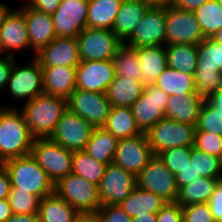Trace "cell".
Here are the masks:
<instances>
[{"mask_svg":"<svg viewBox=\"0 0 222 222\" xmlns=\"http://www.w3.org/2000/svg\"><path fill=\"white\" fill-rule=\"evenodd\" d=\"M123 0H89L87 27L112 30Z\"/></svg>","mask_w":222,"mask_h":222,"instance_id":"obj_32","label":"cell"},{"mask_svg":"<svg viewBox=\"0 0 222 222\" xmlns=\"http://www.w3.org/2000/svg\"><path fill=\"white\" fill-rule=\"evenodd\" d=\"M11 191L10 176L5 167L0 164V199L9 197Z\"/></svg>","mask_w":222,"mask_h":222,"instance_id":"obj_52","label":"cell"},{"mask_svg":"<svg viewBox=\"0 0 222 222\" xmlns=\"http://www.w3.org/2000/svg\"><path fill=\"white\" fill-rule=\"evenodd\" d=\"M74 222H99L97 215L94 214H80Z\"/></svg>","mask_w":222,"mask_h":222,"instance_id":"obj_59","label":"cell"},{"mask_svg":"<svg viewBox=\"0 0 222 222\" xmlns=\"http://www.w3.org/2000/svg\"><path fill=\"white\" fill-rule=\"evenodd\" d=\"M142 67V82L152 85L167 67L165 46L135 48Z\"/></svg>","mask_w":222,"mask_h":222,"instance_id":"obj_27","label":"cell"},{"mask_svg":"<svg viewBox=\"0 0 222 222\" xmlns=\"http://www.w3.org/2000/svg\"><path fill=\"white\" fill-rule=\"evenodd\" d=\"M23 65L14 61L10 78L7 82L8 91L14 99L27 103L37 95L43 94V71L40 62L29 59Z\"/></svg>","mask_w":222,"mask_h":222,"instance_id":"obj_7","label":"cell"},{"mask_svg":"<svg viewBox=\"0 0 222 222\" xmlns=\"http://www.w3.org/2000/svg\"><path fill=\"white\" fill-rule=\"evenodd\" d=\"M35 58L40 62L41 67H76L81 62L78 40L76 37L57 36L44 46Z\"/></svg>","mask_w":222,"mask_h":222,"instance_id":"obj_20","label":"cell"},{"mask_svg":"<svg viewBox=\"0 0 222 222\" xmlns=\"http://www.w3.org/2000/svg\"><path fill=\"white\" fill-rule=\"evenodd\" d=\"M26 20V27L29 37L30 49L33 57L57 36L53 25L52 15L38 11L29 6L19 8Z\"/></svg>","mask_w":222,"mask_h":222,"instance_id":"obj_21","label":"cell"},{"mask_svg":"<svg viewBox=\"0 0 222 222\" xmlns=\"http://www.w3.org/2000/svg\"><path fill=\"white\" fill-rule=\"evenodd\" d=\"M0 107V164L4 161L30 155L34 137L17 107Z\"/></svg>","mask_w":222,"mask_h":222,"instance_id":"obj_1","label":"cell"},{"mask_svg":"<svg viewBox=\"0 0 222 222\" xmlns=\"http://www.w3.org/2000/svg\"><path fill=\"white\" fill-rule=\"evenodd\" d=\"M137 187L153 192L167 203L176 202L178 187L175 175L170 172L164 163L154 156L145 168L136 176Z\"/></svg>","mask_w":222,"mask_h":222,"instance_id":"obj_10","label":"cell"},{"mask_svg":"<svg viewBox=\"0 0 222 222\" xmlns=\"http://www.w3.org/2000/svg\"><path fill=\"white\" fill-rule=\"evenodd\" d=\"M2 165L9 173L12 188L40 199L54 193V183L31 155L6 160Z\"/></svg>","mask_w":222,"mask_h":222,"instance_id":"obj_3","label":"cell"},{"mask_svg":"<svg viewBox=\"0 0 222 222\" xmlns=\"http://www.w3.org/2000/svg\"><path fill=\"white\" fill-rule=\"evenodd\" d=\"M89 0H62L52 14L56 36L77 37L87 27Z\"/></svg>","mask_w":222,"mask_h":222,"instance_id":"obj_17","label":"cell"},{"mask_svg":"<svg viewBox=\"0 0 222 222\" xmlns=\"http://www.w3.org/2000/svg\"><path fill=\"white\" fill-rule=\"evenodd\" d=\"M81 61H113L118 48L123 42L108 29L86 27L78 36Z\"/></svg>","mask_w":222,"mask_h":222,"instance_id":"obj_8","label":"cell"},{"mask_svg":"<svg viewBox=\"0 0 222 222\" xmlns=\"http://www.w3.org/2000/svg\"><path fill=\"white\" fill-rule=\"evenodd\" d=\"M205 98L198 93L182 97L171 95L165 111V117L180 123L196 125L200 108Z\"/></svg>","mask_w":222,"mask_h":222,"instance_id":"obj_24","label":"cell"},{"mask_svg":"<svg viewBox=\"0 0 222 222\" xmlns=\"http://www.w3.org/2000/svg\"><path fill=\"white\" fill-rule=\"evenodd\" d=\"M15 59V57L12 58L8 56L0 57V91L6 89Z\"/></svg>","mask_w":222,"mask_h":222,"instance_id":"obj_50","label":"cell"},{"mask_svg":"<svg viewBox=\"0 0 222 222\" xmlns=\"http://www.w3.org/2000/svg\"><path fill=\"white\" fill-rule=\"evenodd\" d=\"M150 6L155 7H172L175 5L176 0H146Z\"/></svg>","mask_w":222,"mask_h":222,"instance_id":"obj_57","label":"cell"},{"mask_svg":"<svg viewBox=\"0 0 222 222\" xmlns=\"http://www.w3.org/2000/svg\"><path fill=\"white\" fill-rule=\"evenodd\" d=\"M43 92L67 99L76 89V67H42Z\"/></svg>","mask_w":222,"mask_h":222,"instance_id":"obj_23","label":"cell"},{"mask_svg":"<svg viewBox=\"0 0 222 222\" xmlns=\"http://www.w3.org/2000/svg\"><path fill=\"white\" fill-rule=\"evenodd\" d=\"M103 128L118 140L142 134L130 107H111Z\"/></svg>","mask_w":222,"mask_h":222,"instance_id":"obj_28","label":"cell"},{"mask_svg":"<svg viewBox=\"0 0 222 222\" xmlns=\"http://www.w3.org/2000/svg\"><path fill=\"white\" fill-rule=\"evenodd\" d=\"M217 1L222 6V0H217Z\"/></svg>","mask_w":222,"mask_h":222,"instance_id":"obj_63","label":"cell"},{"mask_svg":"<svg viewBox=\"0 0 222 222\" xmlns=\"http://www.w3.org/2000/svg\"><path fill=\"white\" fill-rule=\"evenodd\" d=\"M145 133L119 140L113 163L136 176L154 157Z\"/></svg>","mask_w":222,"mask_h":222,"instance_id":"obj_16","label":"cell"},{"mask_svg":"<svg viewBox=\"0 0 222 222\" xmlns=\"http://www.w3.org/2000/svg\"><path fill=\"white\" fill-rule=\"evenodd\" d=\"M222 71V45L212 38H205L197 45L196 72Z\"/></svg>","mask_w":222,"mask_h":222,"instance_id":"obj_35","label":"cell"},{"mask_svg":"<svg viewBox=\"0 0 222 222\" xmlns=\"http://www.w3.org/2000/svg\"><path fill=\"white\" fill-rule=\"evenodd\" d=\"M220 180L222 179L201 177L193 183L179 188L176 203L181 207L197 203H207Z\"/></svg>","mask_w":222,"mask_h":222,"instance_id":"obj_34","label":"cell"},{"mask_svg":"<svg viewBox=\"0 0 222 222\" xmlns=\"http://www.w3.org/2000/svg\"><path fill=\"white\" fill-rule=\"evenodd\" d=\"M124 44L132 48L165 46L166 7L150 6Z\"/></svg>","mask_w":222,"mask_h":222,"instance_id":"obj_13","label":"cell"},{"mask_svg":"<svg viewBox=\"0 0 222 222\" xmlns=\"http://www.w3.org/2000/svg\"><path fill=\"white\" fill-rule=\"evenodd\" d=\"M94 127L68 109L62 114L49 139L72 152L84 150Z\"/></svg>","mask_w":222,"mask_h":222,"instance_id":"obj_14","label":"cell"},{"mask_svg":"<svg viewBox=\"0 0 222 222\" xmlns=\"http://www.w3.org/2000/svg\"><path fill=\"white\" fill-rule=\"evenodd\" d=\"M199 178H201V176L200 174H197L196 170L194 169L193 160H190L187 166L180 170V173L175 175L178 189L193 183Z\"/></svg>","mask_w":222,"mask_h":222,"instance_id":"obj_49","label":"cell"},{"mask_svg":"<svg viewBox=\"0 0 222 222\" xmlns=\"http://www.w3.org/2000/svg\"><path fill=\"white\" fill-rule=\"evenodd\" d=\"M167 202L153 192L136 187L119 206L131 218L157 214Z\"/></svg>","mask_w":222,"mask_h":222,"instance_id":"obj_26","label":"cell"},{"mask_svg":"<svg viewBox=\"0 0 222 222\" xmlns=\"http://www.w3.org/2000/svg\"><path fill=\"white\" fill-rule=\"evenodd\" d=\"M113 63L117 76L136 78L137 80L142 81V67L139 64L135 48L123 43L113 57Z\"/></svg>","mask_w":222,"mask_h":222,"instance_id":"obj_37","label":"cell"},{"mask_svg":"<svg viewBox=\"0 0 222 222\" xmlns=\"http://www.w3.org/2000/svg\"><path fill=\"white\" fill-rule=\"evenodd\" d=\"M216 222L222 219V180L215 186L214 192L207 202Z\"/></svg>","mask_w":222,"mask_h":222,"instance_id":"obj_48","label":"cell"},{"mask_svg":"<svg viewBox=\"0 0 222 222\" xmlns=\"http://www.w3.org/2000/svg\"><path fill=\"white\" fill-rule=\"evenodd\" d=\"M157 222H183L182 207L176 203H166L157 213Z\"/></svg>","mask_w":222,"mask_h":222,"instance_id":"obj_47","label":"cell"},{"mask_svg":"<svg viewBox=\"0 0 222 222\" xmlns=\"http://www.w3.org/2000/svg\"><path fill=\"white\" fill-rule=\"evenodd\" d=\"M30 155L54 184L72 172L73 152L49 138H35Z\"/></svg>","mask_w":222,"mask_h":222,"instance_id":"obj_5","label":"cell"},{"mask_svg":"<svg viewBox=\"0 0 222 222\" xmlns=\"http://www.w3.org/2000/svg\"><path fill=\"white\" fill-rule=\"evenodd\" d=\"M195 90L204 98L222 87L221 72H195Z\"/></svg>","mask_w":222,"mask_h":222,"instance_id":"obj_43","label":"cell"},{"mask_svg":"<svg viewBox=\"0 0 222 222\" xmlns=\"http://www.w3.org/2000/svg\"><path fill=\"white\" fill-rule=\"evenodd\" d=\"M61 1L62 0H33L29 7L52 15L59 7Z\"/></svg>","mask_w":222,"mask_h":222,"instance_id":"obj_51","label":"cell"},{"mask_svg":"<svg viewBox=\"0 0 222 222\" xmlns=\"http://www.w3.org/2000/svg\"><path fill=\"white\" fill-rule=\"evenodd\" d=\"M115 75L113 61H81L76 66V89L106 93Z\"/></svg>","mask_w":222,"mask_h":222,"instance_id":"obj_19","label":"cell"},{"mask_svg":"<svg viewBox=\"0 0 222 222\" xmlns=\"http://www.w3.org/2000/svg\"><path fill=\"white\" fill-rule=\"evenodd\" d=\"M149 7L146 0H123L111 31L124 43L133 34Z\"/></svg>","mask_w":222,"mask_h":222,"instance_id":"obj_22","label":"cell"},{"mask_svg":"<svg viewBox=\"0 0 222 222\" xmlns=\"http://www.w3.org/2000/svg\"><path fill=\"white\" fill-rule=\"evenodd\" d=\"M212 39L222 45V28L215 33Z\"/></svg>","mask_w":222,"mask_h":222,"instance_id":"obj_61","label":"cell"},{"mask_svg":"<svg viewBox=\"0 0 222 222\" xmlns=\"http://www.w3.org/2000/svg\"><path fill=\"white\" fill-rule=\"evenodd\" d=\"M206 99L222 114V87Z\"/></svg>","mask_w":222,"mask_h":222,"instance_id":"obj_55","label":"cell"},{"mask_svg":"<svg viewBox=\"0 0 222 222\" xmlns=\"http://www.w3.org/2000/svg\"><path fill=\"white\" fill-rule=\"evenodd\" d=\"M132 222H157V214L138 215L132 217Z\"/></svg>","mask_w":222,"mask_h":222,"instance_id":"obj_58","label":"cell"},{"mask_svg":"<svg viewBox=\"0 0 222 222\" xmlns=\"http://www.w3.org/2000/svg\"><path fill=\"white\" fill-rule=\"evenodd\" d=\"M153 85L169 96L182 97L186 94L196 93L194 75L180 72L169 66L158 76Z\"/></svg>","mask_w":222,"mask_h":222,"instance_id":"obj_29","label":"cell"},{"mask_svg":"<svg viewBox=\"0 0 222 222\" xmlns=\"http://www.w3.org/2000/svg\"><path fill=\"white\" fill-rule=\"evenodd\" d=\"M190 160L201 177L222 179V159L198 150L192 146Z\"/></svg>","mask_w":222,"mask_h":222,"instance_id":"obj_39","label":"cell"},{"mask_svg":"<svg viewBox=\"0 0 222 222\" xmlns=\"http://www.w3.org/2000/svg\"><path fill=\"white\" fill-rule=\"evenodd\" d=\"M167 66L195 75L197 68V45L169 44L165 45Z\"/></svg>","mask_w":222,"mask_h":222,"instance_id":"obj_33","label":"cell"},{"mask_svg":"<svg viewBox=\"0 0 222 222\" xmlns=\"http://www.w3.org/2000/svg\"><path fill=\"white\" fill-rule=\"evenodd\" d=\"M191 151L192 147H175L160 152L157 157L176 175L190 162Z\"/></svg>","mask_w":222,"mask_h":222,"instance_id":"obj_42","label":"cell"},{"mask_svg":"<svg viewBox=\"0 0 222 222\" xmlns=\"http://www.w3.org/2000/svg\"><path fill=\"white\" fill-rule=\"evenodd\" d=\"M38 215L40 222H74L80 214L54 192L40 200Z\"/></svg>","mask_w":222,"mask_h":222,"instance_id":"obj_30","label":"cell"},{"mask_svg":"<svg viewBox=\"0 0 222 222\" xmlns=\"http://www.w3.org/2000/svg\"><path fill=\"white\" fill-rule=\"evenodd\" d=\"M194 147L222 159V136L210 132H195Z\"/></svg>","mask_w":222,"mask_h":222,"instance_id":"obj_44","label":"cell"},{"mask_svg":"<svg viewBox=\"0 0 222 222\" xmlns=\"http://www.w3.org/2000/svg\"><path fill=\"white\" fill-rule=\"evenodd\" d=\"M32 2L33 0H27V2L23 4V7L30 6Z\"/></svg>","mask_w":222,"mask_h":222,"instance_id":"obj_62","label":"cell"},{"mask_svg":"<svg viewBox=\"0 0 222 222\" xmlns=\"http://www.w3.org/2000/svg\"><path fill=\"white\" fill-rule=\"evenodd\" d=\"M195 132H210L222 136V114L206 98L200 108Z\"/></svg>","mask_w":222,"mask_h":222,"instance_id":"obj_40","label":"cell"},{"mask_svg":"<svg viewBox=\"0 0 222 222\" xmlns=\"http://www.w3.org/2000/svg\"><path fill=\"white\" fill-rule=\"evenodd\" d=\"M119 140L103 127L94 128L84 151L96 161L113 163Z\"/></svg>","mask_w":222,"mask_h":222,"instance_id":"obj_31","label":"cell"},{"mask_svg":"<svg viewBox=\"0 0 222 222\" xmlns=\"http://www.w3.org/2000/svg\"><path fill=\"white\" fill-rule=\"evenodd\" d=\"M169 95L155 85H145L142 95L131 105V111L139 130L147 133L165 117Z\"/></svg>","mask_w":222,"mask_h":222,"instance_id":"obj_9","label":"cell"},{"mask_svg":"<svg viewBox=\"0 0 222 222\" xmlns=\"http://www.w3.org/2000/svg\"><path fill=\"white\" fill-rule=\"evenodd\" d=\"M12 214L8 199H0V222H5Z\"/></svg>","mask_w":222,"mask_h":222,"instance_id":"obj_56","label":"cell"},{"mask_svg":"<svg viewBox=\"0 0 222 222\" xmlns=\"http://www.w3.org/2000/svg\"><path fill=\"white\" fill-rule=\"evenodd\" d=\"M203 39L205 37L194 12L175 6L166 7V45H198Z\"/></svg>","mask_w":222,"mask_h":222,"instance_id":"obj_11","label":"cell"},{"mask_svg":"<svg viewBox=\"0 0 222 222\" xmlns=\"http://www.w3.org/2000/svg\"><path fill=\"white\" fill-rule=\"evenodd\" d=\"M107 164L96 161L84 150L74 151L72 158V174L80 176L91 183L99 184Z\"/></svg>","mask_w":222,"mask_h":222,"instance_id":"obj_36","label":"cell"},{"mask_svg":"<svg viewBox=\"0 0 222 222\" xmlns=\"http://www.w3.org/2000/svg\"><path fill=\"white\" fill-rule=\"evenodd\" d=\"M144 84L136 78L117 76L106 90L111 107H131L142 95Z\"/></svg>","mask_w":222,"mask_h":222,"instance_id":"obj_25","label":"cell"},{"mask_svg":"<svg viewBox=\"0 0 222 222\" xmlns=\"http://www.w3.org/2000/svg\"><path fill=\"white\" fill-rule=\"evenodd\" d=\"M205 38H212L222 28V6L209 0L194 11Z\"/></svg>","mask_w":222,"mask_h":222,"instance_id":"obj_38","label":"cell"},{"mask_svg":"<svg viewBox=\"0 0 222 222\" xmlns=\"http://www.w3.org/2000/svg\"><path fill=\"white\" fill-rule=\"evenodd\" d=\"M183 222H216L208 203H197L182 207Z\"/></svg>","mask_w":222,"mask_h":222,"instance_id":"obj_45","label":"cell"},{"mask_svg":"<svg viewBox=\"0 0 222 222\" xmlns=\"http://www.w3.org/2000/svg\"><path fill=\"white\" fill-rule=\"evenodd\" d=\"M54 192L79 214H94L101 206L98 185L72 173L54 184Z\"/></svg>","mask_w":222,"mask_h":222,"instance_id":"obj_4","label":"cell"},{"mask_svg":"<svg viewBox=\"0 0 222 222\" xmlns=\"http://www.w3.org/2000/svg\"><path fill=\"white\" fill-rule=\"evenodd\" d=\"M196 125L180 123L164 117L147 133L146 137L153 154L175 147L194 146Z\"/></svg>","mask_w":222,"mask_h":222,"instance_id":"obj_6","label":"cell"},{"mask_svg":"<svg viewBox=\"0 0 222 222\" xmlns=\"http://www.w3.org/2000/svg\"><path fill=\"white\" fill-rule=\"evenodd\" d=\"M26 49H30V43L24 13L12 7L0 26V55L14 58L15 52Z\"/></svg>","mask_w":222,"mask_h":222,"instance_id":"obj_18","label":"cell"},{"mask_svg":"<svg viewBox=\"0 0 222 222\" xmlns=\"http://www.w3.org/2000/svg\"><path fill=\"white\" fill-rule=\"evenodd\" d=\"M20 110L34 138H49L67 110V99L43 93L23 104Z\"/></svg>","mask_w":222,"mask_h":222,"instance_id":"obj_2","label":"cell"},{"mask_svg":"<svg viewBox=\"0 0 222 222\" xmlns=\"http://www.w3.org/2000/svg\"><path fill=\"white\" fill-rule=\"evenodd\" d=\"M136 187L135 174L125 171L114 163L108 164L98 184L101 206L119 205Z\"/></svg>","mask_w":222,"mask_h":222,"instance_id":"obj_15","label":"cell"},{"mask_svg":"<svg viewBox=\"0 0 222 222\" xmlns=\"http://www.w3.org/2000/svg\"><path fill=\"white\" fill-rule=\"evenodd\" d=\"M14 214H33L38 213L40 198L36 195L25 191H20L19 188H12L7 198Z\"/></svg>","mask_w":222,"mask_h":222,"instance_id":"obj_41","label":"cell"},{"mask_svg":"<svg viewBox=\"0 0 222 222\" xmlns=\"http://www.w3.org/2000/svg\"><path fill=\"white\" fill-rule=\"evenodd\" d=\"M110 108L106 93L75 89L67 98V109L89 122L94 128L105 125Z\"/></svg>","mask_w":222,"mask_h":222,"instance_id":"obj_12","label":"cell"},{"mask_svg":"<svg viewBox=\"0 0 222 222\" xmlns=\"http://www.w3.org/2000/svg\"><path fill=\"white\" fill-rule=\"evenodd\" d=\"M209 0H176L175 7L181 10L194 12Z\"/></svg>","mask_w":222,"mask_h":222,"instance_id":"obj_53","label":"cell"},{"mask_svg":"<svg viewBox=\"0 0 222 222\" xmlns=\"http://www.w3.org/2000/svg\"><path fill=\"white\" fill-rule=\"evenodd\" d=\"M5 222H40L38 213L33 214H12Z\"/></svg>","mask_w":222,"mask_h":222,"instance_id":"obj_54","label":"cell"},{"mask_svg":"<svg viewBox=\"0 0 222 222\" xmlns=\"http://www.w3.org/2000/svg\"><path fill=\"white\" fill-rule=\"evenodd\" d=\"M95 214L99 222H132V218L119 205L100 206Z\"/></svg>","mask_w":222,"mask_h":222,"instance_id":"obj_46","label":"cell"},{"mask_svg":"<svg viewBox=\"0 0 222 222\" xmlns=\"http://www.w3.org/2000/svg\"><path fill=\"white\" fill-rule=\"evenodd\" d=\"M11 10V8L3 2H0V26L3 22V19L7 15V13Z\"/></svg>","mask_w":222,"mask_h":222,"instance_id":"obj_60","label":"cell"}]
</instances>
